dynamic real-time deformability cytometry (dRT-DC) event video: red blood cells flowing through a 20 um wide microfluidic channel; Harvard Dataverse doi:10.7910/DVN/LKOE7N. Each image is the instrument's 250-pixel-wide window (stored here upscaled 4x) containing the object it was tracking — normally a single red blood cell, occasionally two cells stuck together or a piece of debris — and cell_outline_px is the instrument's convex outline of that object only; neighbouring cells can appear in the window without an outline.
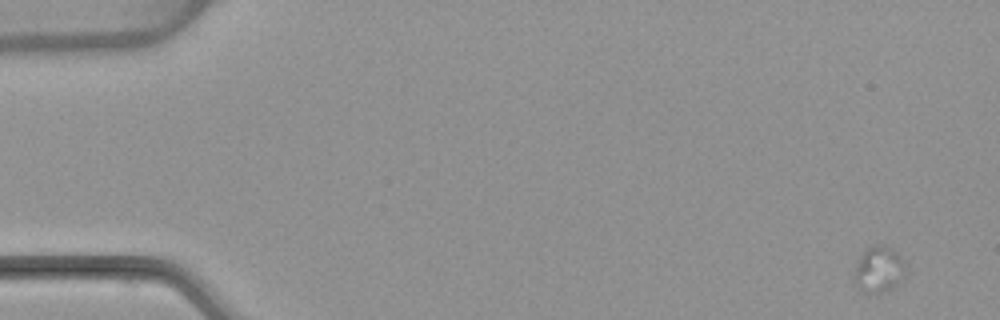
{"species": "common noctule bat (a hibernating species)", "species_latin": "Nyctalus noctula", "temperature_condition": "warm", "stored_images_in_passage": 6, "camera_frame_rate_fps": 3000, "um_per_image_px": 0.085, "animal": {"sex": "female", "body_mass_g": 22.7, "forearm_length_mm": 54.2}, "frame": {"image": 1, "passage_image": 1, "time_ms": 0.0, "image_size_px": [1000, 320], "cell_outline_px": [[904, 268], [896, 284], [892, 288], [884, 292], [868, 292], [852, 284], [852, 272], [856, 260], [868, 248], [876, 244], [880, 244], [896, 252], [900, 256], [904, 264]], "centroid_in_image_um": [74.58, 22.9], "position_along_channel_um": 10.4, "area_um2": 13.53}}
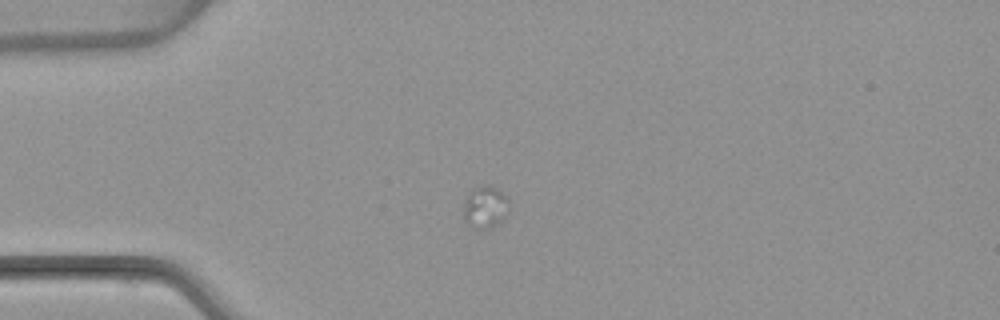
{"frame": {"image": 2, "passage_image": 4, "time_ms": 4.0, "image_size_px": [1000, 320], "cell_outline_px": [[508, 204], [504, 216], [492, 228], [472, 228], [464, 220], [464, 204], [468, 192], [476, 188], [488, 184], [508, 196]], "centroid_in_image_um": [41.21, 17.6], "position_along_channel_um": 43.8, "area_um2": 10.92}}